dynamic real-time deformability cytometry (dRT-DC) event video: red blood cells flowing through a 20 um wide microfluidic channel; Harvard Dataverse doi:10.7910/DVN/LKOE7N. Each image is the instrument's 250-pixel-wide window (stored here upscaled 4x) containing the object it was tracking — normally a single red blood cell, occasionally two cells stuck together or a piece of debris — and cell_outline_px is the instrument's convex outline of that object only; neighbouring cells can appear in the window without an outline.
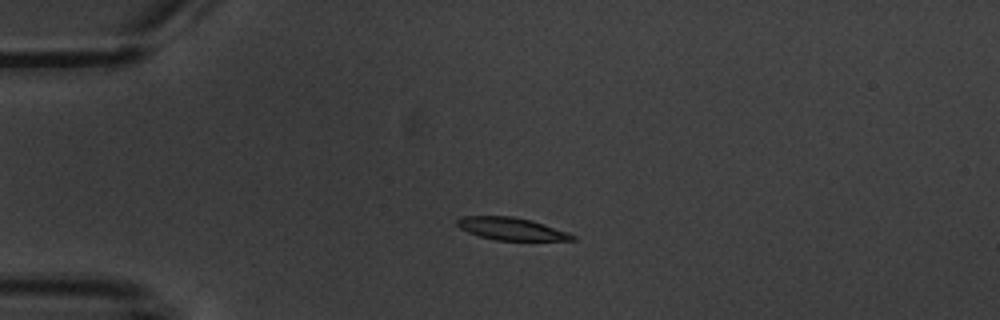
{"species": "common noctule bat (a hibernating species)", "species_latin": "Nyctalus noctula", "temperature_condition": "warm", "stored_images_in_passage": 6, "camera_frame_rate_fps": 3000, "um_per_image_px": 0.085, "animal": {"sex": "male", "body_mass_g": 20.1, "forearm_length_mm": 53.5}, "frame": {"image": 1, "passage_image": 5, "time_ms": 4.667, "image_size_px": [1000, 320], "cell_outline_px": [[576, 240], [496, 240], [480, 236], [468, 232], [460, 228], [456, 224], [456, 220], [460, 216], [512, 216], [532, 220], [568, 232], [576, 236]], "centroid_in_image_um": [43.45, 19.44], "position_along_channel_um": 41.5, "area_um2": 15.09}}